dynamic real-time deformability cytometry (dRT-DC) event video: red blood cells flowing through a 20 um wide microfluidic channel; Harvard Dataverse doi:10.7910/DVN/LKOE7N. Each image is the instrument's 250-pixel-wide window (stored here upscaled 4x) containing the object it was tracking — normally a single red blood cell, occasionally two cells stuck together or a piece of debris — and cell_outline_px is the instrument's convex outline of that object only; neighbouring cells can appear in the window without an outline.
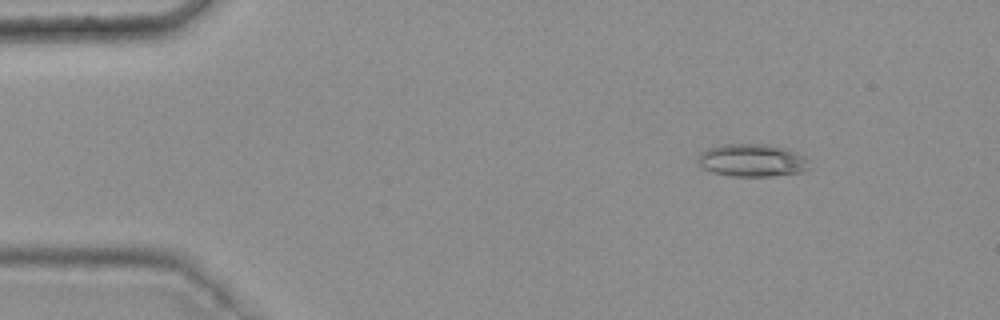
{"species": "common noctule bat (a hibernating species)", "species_latin": "Nyctalus noctula", "temperature_condition": "warm", "stored_images_in_passage": 48, "camera_frame_rate_fps": 3000, "um_per_image_px": 0.085, "animal": {"sex": "female", "body_mass_g": 25.1}, "frame": {"image": 1, "passage_image": 7, "time_ms": 2.0, "image_size_px": [1000, 320], "cell_outline_px": [[812, 168], [804, 172], [768, 176], [732, 176], [712, 172], [704, 168], [696, 160], [696, 156], [700, 152], [708, 148], [720, 144], [768, 144], [788, 148], [804, 156]], "centroid_in_image_um": [63.94, 13.62], "position_along_channel_um": 21.1, "area_um2": 21.56}}
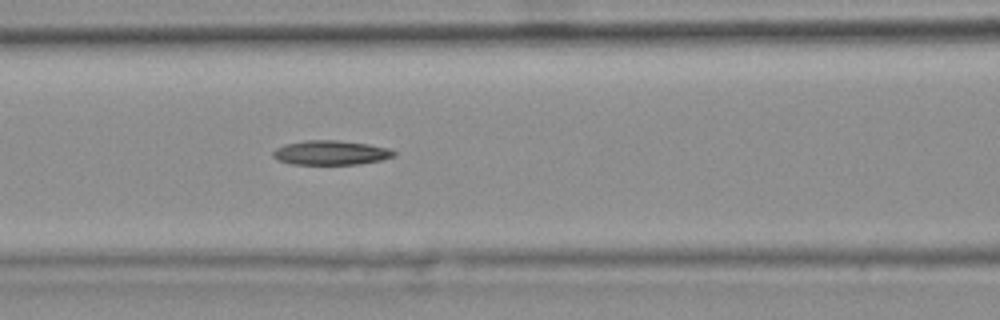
{"frame": {"image": 2, "passage_image": 23, "time_ms": 7.333, "image_size_px": [1000, 320], "cell_outline_px": [[396, 152], [392, 156], [380, 160], [360, 164], [292, 164], [280, 160], [272, 156], [272, 152], [276, 148], [284, 144], [304, 140], [336, 140], [368, 144], [388, 148]], "centroid_in_image_um": [28.08, 12.97], "position_along_channel_um": 138.5, "area_um2": 17.05}}
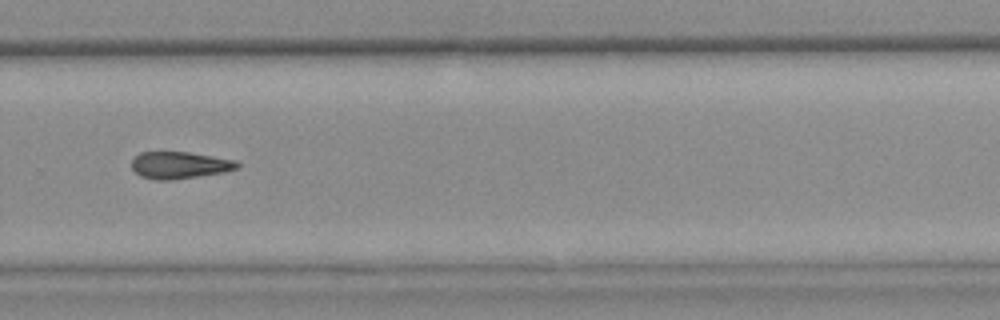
{"frame": {"image": 3, "passage_image": 37, "time_ms": 12.0, "image_size_px": [1000, 320], "cell_outline_px": [[240, 164], [236, 168], [224, 172], [172, 180], [152, 180], [140, 176], [132, 168], [132, 160], [140, 152], [188, 152], [236, 160]], "centroid_in_image_um": [15.24, 14.04], "position_along_channel_um": 314.6, "area_um2": 16.53}}